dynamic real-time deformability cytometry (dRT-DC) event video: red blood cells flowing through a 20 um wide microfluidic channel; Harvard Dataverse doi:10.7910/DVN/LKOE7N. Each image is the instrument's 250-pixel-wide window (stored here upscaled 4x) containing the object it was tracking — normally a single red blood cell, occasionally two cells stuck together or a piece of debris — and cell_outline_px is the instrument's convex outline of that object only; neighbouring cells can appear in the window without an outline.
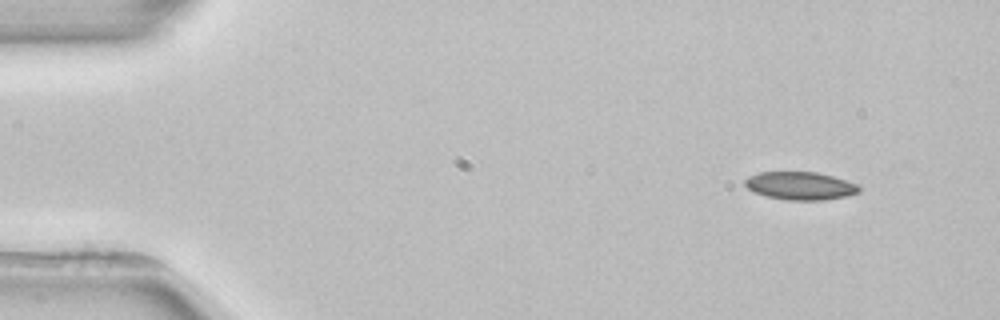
{"species": "common noctule bat (a hibernating species)", "species_latin": "Nyctalus noctula", "temperature_condition": "room temperature", "stored_images_in_passage": 4, "camera_frame_rate_fps": 3000, "um_per_image_px": 0.085, "animal": {"sex": "female", "body_mass_g": 22.7, "forearm_length_mm": 54.2}, "frame": {"image": 1, "passage_image": 1, "time_ms": 0.0, "image_size_px": [1000, 320], "cell_outline_px": [[860, 192], [844, 196], [824, 200], [788, 200], [768, 196], [756, 192], [748, 188], [744, 184], [744, 180], [748, 176], [760, 172], [816, 172], [832, 176], [856, 184], [860, 188]], "centroid_in_image_um": [68.0, 15.79], "position_along_channel_um": 17.0, "area_um2": 18.32}}